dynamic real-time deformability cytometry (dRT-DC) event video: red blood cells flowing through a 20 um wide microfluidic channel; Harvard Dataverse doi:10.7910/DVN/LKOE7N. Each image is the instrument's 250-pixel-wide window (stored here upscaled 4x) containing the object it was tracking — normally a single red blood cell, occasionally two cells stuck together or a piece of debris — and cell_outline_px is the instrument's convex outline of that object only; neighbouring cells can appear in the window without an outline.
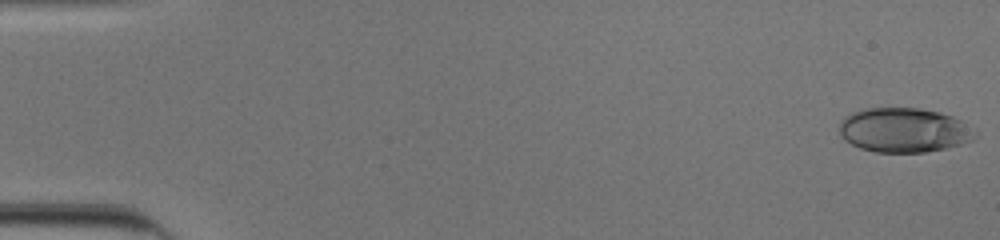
{"species": "human", "species_latin": "Homo sapiens", "temperature_condition": "cold", "stored_images_in_passage": 53, "camera_frame_rate_fps": 3000, "um_per_image_px": 0.085, "donor": {"sex": "male"}, "frame": {"image": 1, "passage_image": 1, "time_ms": 0.0, "image_size_px": [1000, 240], "cell_outline_px": [[980, 132], [972, 140], [960, 144], [944, 148], [924, 152], [876, 152], [860, 148], [844, 140], [840, 136], [840, 124], [844, 116], [852, 112], [868, 108], [920, 108], [940, 112], [952, 116], [976, 128]], "centroid_in_image_um": [76.86, 11.05], "position_along_channel_um": 8.1, "area_um2": 35.37}}
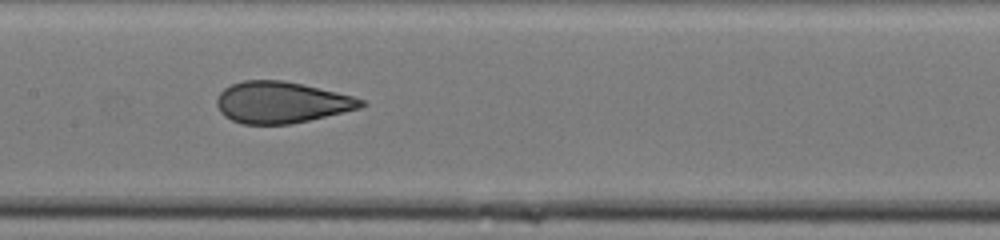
{"frame": {"image": 2, "passage_image": 27, "time_ms": 8.667, "image_size_px": [1000, 240], "cell_outline_px": [[368, 104], [360, 108], [292, 124], [244, 124], [232, 120], [224, 116], [220, 112], [216, 104], [216, 100], [220, 92], [224, 88], [232, 84], [244, 80], [284, 80], [304, 84], [352, 96], [364, 100]], "centroid_in_image_um": [23.91, 8.7], "position_along_channel_um": 183.5, "area_um2": 34.85}}
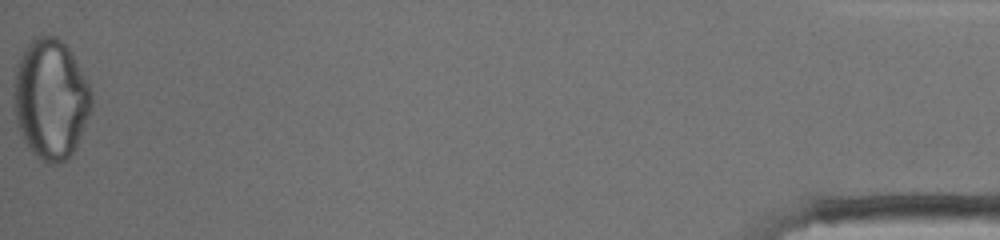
{"frame": {"image": 3, "passage_image": 53, "time_ms": 17.333, "image_size_px": [1000, 240], "cell_outline_px": [[92, 108], [76, 148], [68, 160], [60, 164], [52, 164], [40, 160], [32, 152], [24, 140], [20, 132], [16, 120], [16, 64], [20, 56], [28, 44], [36, 36], [56, 36], [68, 48], [88, 84], [92, 92]], "centroid_in_image_um": [4.34, 8.47], "position_along_channel_um": 430.9, "area_um2": 53.75}, "authors_computed_cell_mechanics": {"area_um2": 35.547, "velocity_mm_per_s": 3.9245, "shape_relaxation_time_tau1_ms": null, "shape_relaxation_time_tau2_ms": 0.7513, "deformation_change_tau1": null, "deformation_change_tau2": 0.0668}}